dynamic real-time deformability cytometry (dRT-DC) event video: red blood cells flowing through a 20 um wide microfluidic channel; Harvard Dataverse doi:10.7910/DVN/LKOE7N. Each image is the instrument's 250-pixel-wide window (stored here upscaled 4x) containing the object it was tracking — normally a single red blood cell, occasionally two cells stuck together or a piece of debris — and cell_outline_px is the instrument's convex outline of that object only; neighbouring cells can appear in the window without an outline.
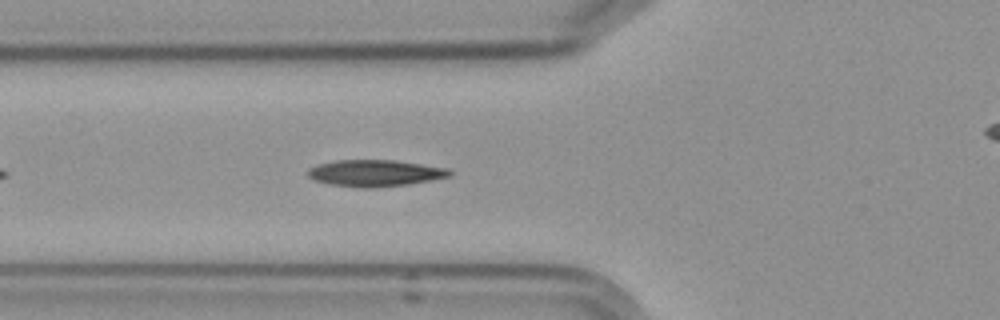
{"species": "Egyptian fruit bat (a non-hibernating species)", "species_latin": "Rousettus aegyptiacus", "temperature_condition": "cold", "stored_images_in_passage": 3, "segment_of_instrument_passage": [1, 2], "camera_frame_rate_fps": 3000, "um_per_image_px": 0.085, "frame": {"image": 1, "passage_image": 2, "time_ms": 1.0, "image_size_px": [1000, 320], "cell_outline_px": [[452, 176], [404, 184], [372, 188], [364, 188], [332, 184], [316, 180], [308, 176], [308, 168], [320, 164], [336, 160], [396, 160], [448, 168], [452, 172]], "centroid_in_image_um": [31.89, 14.7], "position_along_channel_um": 93.9, "area_um2": 21.62}}